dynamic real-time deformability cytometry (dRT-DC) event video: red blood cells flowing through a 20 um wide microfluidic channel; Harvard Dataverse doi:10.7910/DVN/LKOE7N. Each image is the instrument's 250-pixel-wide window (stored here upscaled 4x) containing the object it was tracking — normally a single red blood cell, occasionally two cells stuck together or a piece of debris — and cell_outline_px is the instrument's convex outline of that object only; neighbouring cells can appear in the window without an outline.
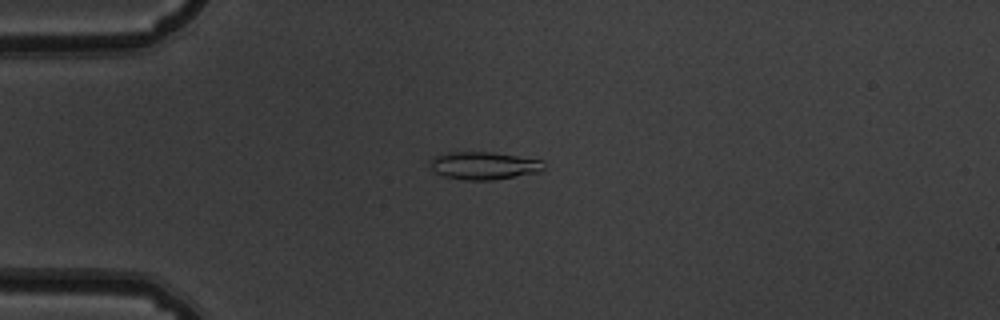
{"species": "common noctule bat (a hibernating species)", "species_latin": "Nyctalus noctula", "temperature_condition": "warm", "stored_images_in_passage": 53, "camera_frame_rate_fps": 3000, "um_per_image_px": 0.085, "animal": {"sex": "male", "body_mass_g": 19.5, "forearm_length_mm": 54.6}, "frame": {"image": 1, "passage_image": 14, "time_ms": 4.333, "image_size_px": [1000, 320], "cell_outline_px": [[544, 168], [540, 172], [492, 180], [464, 180], [444, 176], [436, 172], [432, 168], [428, 160], [432, 156], [448, 152], [492, 152], [544, 160]], "centroid_in_image_um": [41.12, 14.07], "position_along_channel_um": 43.9, "area_um2": 18.5}}
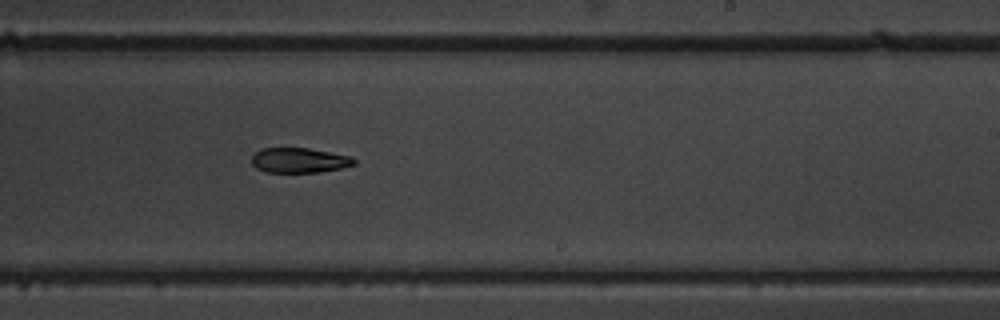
{"frame": {"image": 2, "passage_image": 33, "time_ms": 10.667, "image_size_px": [1000, 320], "cell_outline_px": [[356, 164], [340, 168], [320, 172], [268, 172], [256, 168], [252, 164], [252, 156], [260, 148], [308, 148], [352, 156], [356, 160]], "centroid_in_image_um": [25.45, 13.62], "position_along_channel_um": 263.6, "area_um2": 14.91}}
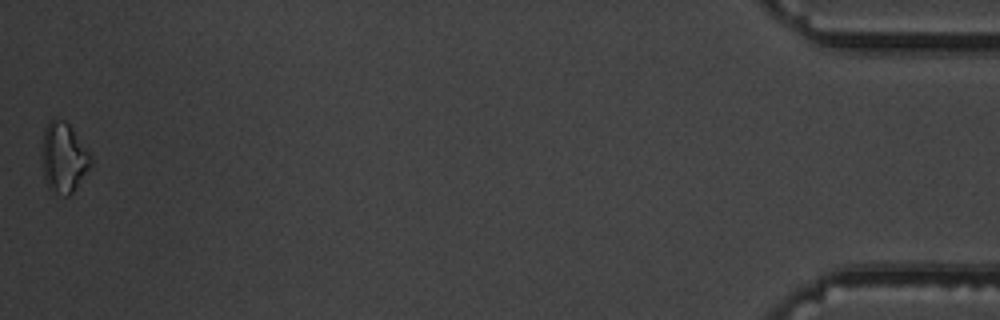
{"frame": {"image": 3, "passage_image": 53, "time_ms": 17.333, "image_size_px": [1000, 320], "cell_outline_px": [[92, 164], [72, 192], [68, 196], [64, 196], [48, 188], [44, 176], [40, 156], [44, 128], [48, 120], [64, 120], [68, 124], [92, 156]], "centroid_in_image_um": [5.37, 13.39], "position_along_channel_um": 429.8, "area_um2": 19.88}, "authors_computed_cell_mechanics": {"area_um2": 16.8198, "velocity_mm_per_s": 3.851, "shape_relaxation_time_tau1_ms": 3.2602, "shape_relaxation_time_tau2_ms": null, "deformation_change_tau1": 0.0826, "deformation_change_tau2": null}}